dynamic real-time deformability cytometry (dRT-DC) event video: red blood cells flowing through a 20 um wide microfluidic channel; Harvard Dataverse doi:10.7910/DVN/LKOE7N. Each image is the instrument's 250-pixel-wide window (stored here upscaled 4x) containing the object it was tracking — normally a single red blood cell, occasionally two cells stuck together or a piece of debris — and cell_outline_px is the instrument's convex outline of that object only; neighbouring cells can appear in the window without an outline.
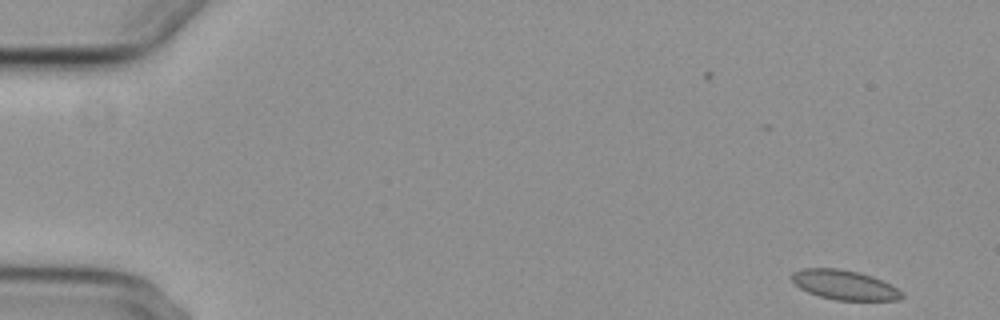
{"species": "common noctule bat (a hibernating species)", "species_latin": "Nyctalus noctula", "temperature_condition": "cold", "stored_images_in_passage": 54, "camera_frame_rate_fps": 3000, "um_per_image_px": 0.085, "animal": {"sex": "female", "body_mass_g": 29.2, "forearm_length_mm": 56.3}, "frame": {"image": 1, "passage_image": 1, "time_ms": 0.0, "image_size_px": [1000, 320], "cell_outline_px": [[904, 296], [900, 300], [836, 300], [820, 296], [808, 292], [800, 288], [788, 276], [792, 272], [800, 268], [840, 268], [860, 272], [872, 276], [896, 288]], "centroid_in_image_um": [71.71, 24.2], "position_along_channel_um": 13.3, "area_um2": 18.96}}
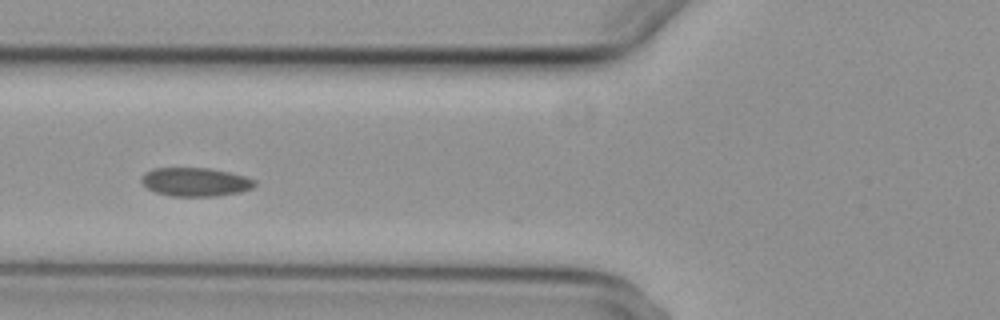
{"frame": {"image": 2, "passage_image": 20, "time_ms": 6.333, "image_size_px": [1000, 320], "cell_outline_px": [[256, 184], [252, 188], [240, 192], [216, 196], [168, 196], [156, 192], [148, 188], [140, 180], [148, 172], [156, 168], [212, 168], [244, 176], [256, 180]], "centroid_in_image_um": [16.65, 15.47], "position_along_channel_um": 109.2, "area_um2": 18.73}}
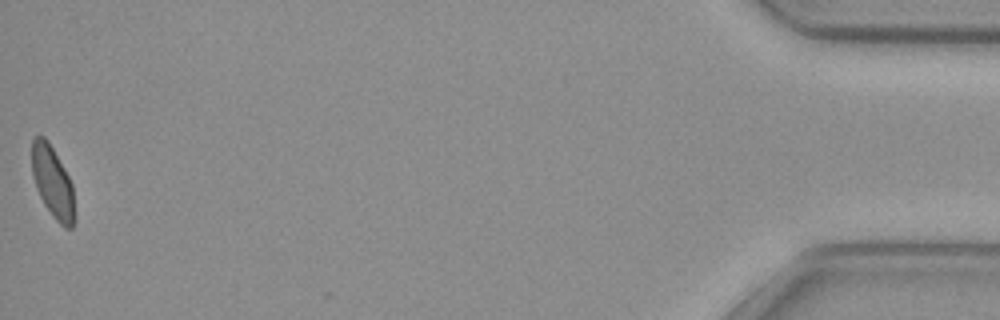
{"frame": {"image": 3, "passage_image": 54, "time_ms": 17.667, "image_size_px": [1000, 320], "cell_outline_px": [[76, 220], [72, 228], [64, 228], [52, 216], [44, 204], [36, 188], [32, 176], [32, 140], [36, 136], [44, 136], [48, 140], [64, 168], [72, 184]], "centroid_in_image_um": [4.49, 15.52], "position_along_channel_um": 430.7, "area_um2": 17.98}, "authors_computed_cell_mechanics": {"area_um2": 18.9584, "velocity_mm_per_s": 3.6965, "shape_relaxation_time_tau1_ms": null, "shape_relaxation_time_tau2_ms": 4.1149, "deformation_change_tau1": null, "deformation_change_tau2": 0.0567}}